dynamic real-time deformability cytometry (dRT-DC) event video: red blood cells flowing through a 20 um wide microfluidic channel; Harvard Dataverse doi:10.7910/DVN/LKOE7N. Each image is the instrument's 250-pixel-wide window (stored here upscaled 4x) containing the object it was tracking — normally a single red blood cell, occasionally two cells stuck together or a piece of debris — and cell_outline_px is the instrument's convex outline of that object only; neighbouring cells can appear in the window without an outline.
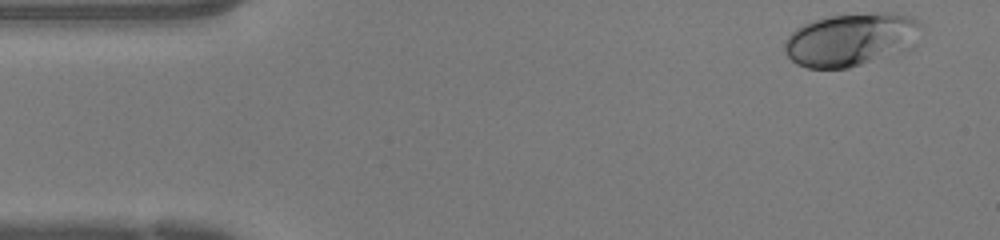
{"species": "human", "species_latin": "Homo sapiens", "temperature_condition": "warm", "stored_images_in_passage": 45, "camera_frame_rate_fps": 3000, "um_per_image_px": 0.085, "donor": {"sex": "female"}, "frame": {"image": 1, "passage_image": 1, "time_ms": 0.0, "image_size_px": [1000, 240], "cell_outline_px": [[920, 24], [916, 44], [912, 48], [848, 68], [808, 68], [796, 64], [784, 52], [784, 44], [788, 36], [796, 28], [812, 20], [828, 16], [880, 12], [892, 12], [912, 16]], "centroid_in_image_um": [72.33, 3.35], "position_along_channel_um": 12.7, "area_um2": 42.19}}
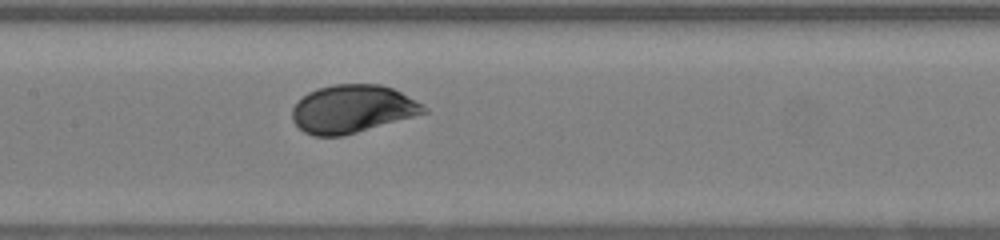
{"frame": {"image": 2, "passage_image": 20, "time_ms": 6.333, "image_size_px": [1000, 240], "cell_outline_px": [[428, 112], [344, 136], [312, 136], [304, 132], [292, 120], [292, 108], [308, 92], [316, 88], [332, 84], [380, 84], [392, 88], [424, 104], [428, 108]], "centroid_in_image_um": [29.95, 9.26], "position_along_channel_um": 177.4, "area_um2": 36.82}}
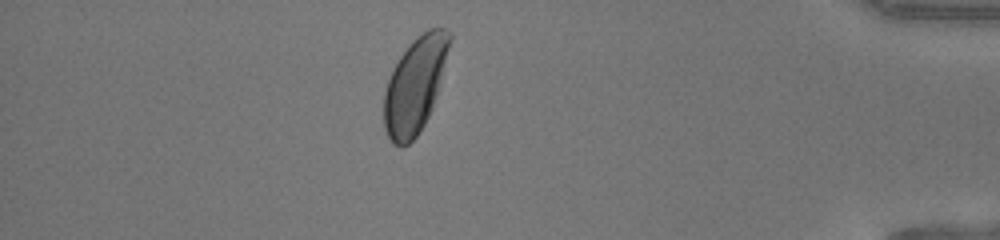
{"frame": {"image": 3, "passage_image": 39, "time_ms": 12.667, "image_size_px": [1000, 240], "cell_outline_px": [[452, 40], [432, 108], [424, 124], [416, 136], [408, 144], [400, 148], [392, 144], [384, 128], [384, 92], [392, 68], [400, 56], [412, 40], [428, 28], [444, 28], [452, 32]], "centroid_in_image_um": [35.27, 7.22], "position_along_channel_um": 399.9, "area_um2": 36.47}, "authors_computed_cell_mechanics": {"area_um2": 36.8186, "velocity_mm_per_s": 4.2422, "shape_relaxation_time_tau1_ms": 2.1031, "shape_relaxation_time_tau2_ms": null, "deformation_change_tau1": 0.1073, "deformation_change_tau2": null}}